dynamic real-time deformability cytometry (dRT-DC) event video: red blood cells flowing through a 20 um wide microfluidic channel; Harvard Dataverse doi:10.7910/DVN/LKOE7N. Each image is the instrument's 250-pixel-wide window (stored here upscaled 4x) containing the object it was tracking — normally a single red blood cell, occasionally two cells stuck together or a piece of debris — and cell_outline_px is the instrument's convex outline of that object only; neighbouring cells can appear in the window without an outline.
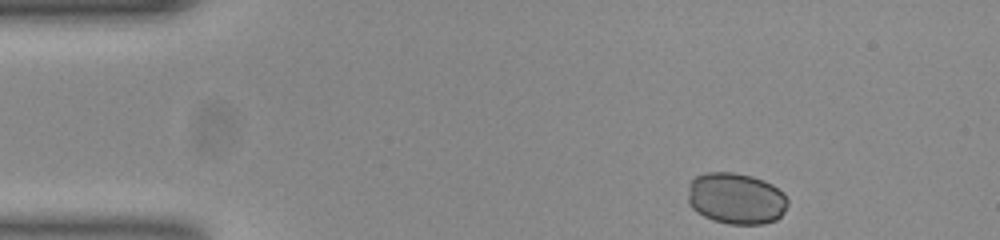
{"species": "common noctule bat (a hibernating species)", "species_latin": "Nyctalus noctula", "temperature_condition": "room temperature", "stored_images_in_passage": 38, "camera_frame_rate_fps": 3000, "um_per_image_px": 0.085, "animal": {"sex": "female", "body_mass_g": 23.0, "forearm_length_mm": 53.4}, "frame": {"image": 1, "passage_image": 1, "time_ms": 0.0, "image_size_px": [1000, 240], "cell_outline_px": [[788, 204], [784, 212], [776, 220], [764, 224], [728, 224], [712, 220], [704, 216], [692, 208], [688, 204], [688, 184], [696, 176], [708, 172], [732, 172], [752, 176], [764, 180], [772, 184], [784, 192], [788, 200]], "centroid_in_image_um": [62.57, 16.87], "position_along_channel_um": 22.4, "area_um2": 30.23}}
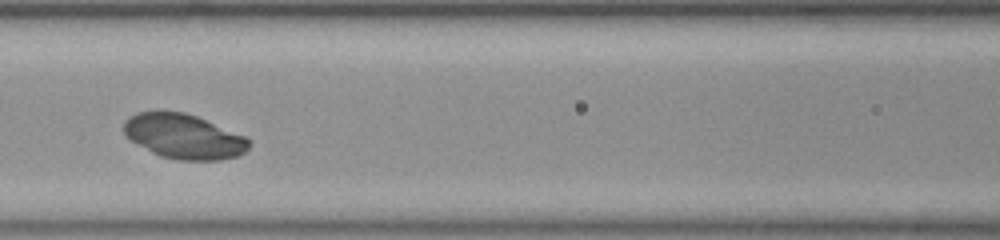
{"frame": {"image": 2, "passage_image": 17, "time_ms": 5.333, "image_size_px": [1000, 240], "cell_outline_px": [[252, 144], [240, 156], [220, 160], [176, 160], [160, 156], [152, 152], [124, 136], [124, 120], [128, 116], [136, 112], [160, 108], [184, 112], [196, 116], [244, 136]], "centroid_in_image_um": [15.57, 11.56], "position_along_channel_um": 151.0, "area_um2": 33.18}}
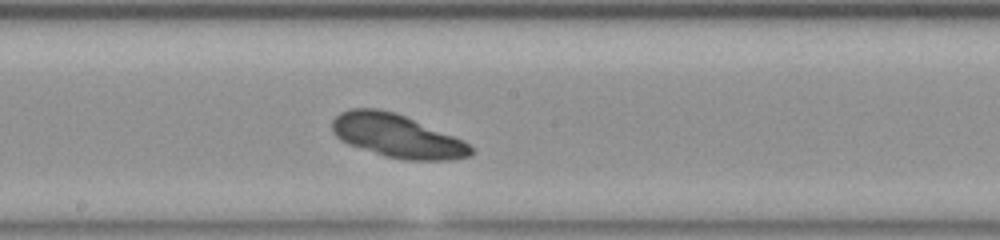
{"frame": {"image": 3, "passage_image": 22, "time_ms": 7.0, "image_size_px": [1000, 240], "cell_outline_px": [[472, 152], [468, 156], [452, 160], [404, 160], [384, 156], [348, 144], [340, 140], [332, 132], [332, 120], [340, 112], [348, 108], [376, 108], [392, 112], [404, 116], [452, 136], [468, 144], [472, 148]], "centroid_in_image_um": [33.67, 11.56], "position_along_channel_um": 214.5, "area_um2": 34.51}}